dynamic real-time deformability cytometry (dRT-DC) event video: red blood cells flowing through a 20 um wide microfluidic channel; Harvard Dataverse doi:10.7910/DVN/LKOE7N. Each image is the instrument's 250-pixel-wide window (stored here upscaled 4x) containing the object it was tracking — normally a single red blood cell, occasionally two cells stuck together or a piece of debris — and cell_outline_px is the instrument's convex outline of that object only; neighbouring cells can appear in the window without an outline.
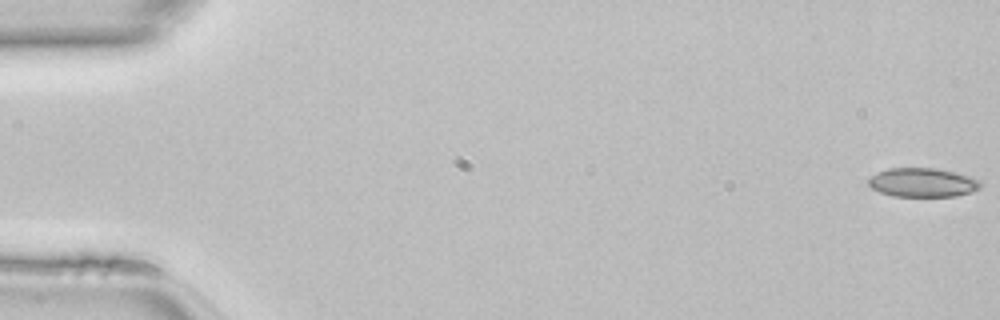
{"species": "common noctule bat (a hibernating species)", "species_latin": "Nyctalus noctula", "temperature_condition": "room temperature", "stored_images_in_passage": 48, "camera_frame_rate_fps": 3000, "um_per_image_px": 0.085, "animal": {"sex": "female", "body_mass_g": 22.7, "forearm_length_mm": 54.2}, "frame": {"image": 1, "passage_image": 1, "time_ms": 0.0, "image_size_px": [1000, 320], "cell_outline_px": [[980, 188], [972, 192], [956, 196], [892, 196], [880, 192], [872, 188], [868, 184], [868, 176], [888, 168], [936, 168], [968, 176], [980, 180]], "centroid_in_image_um": [78.38, 15.51], "position_along_channel_um": 6.6, "area_um2": 18.9}}
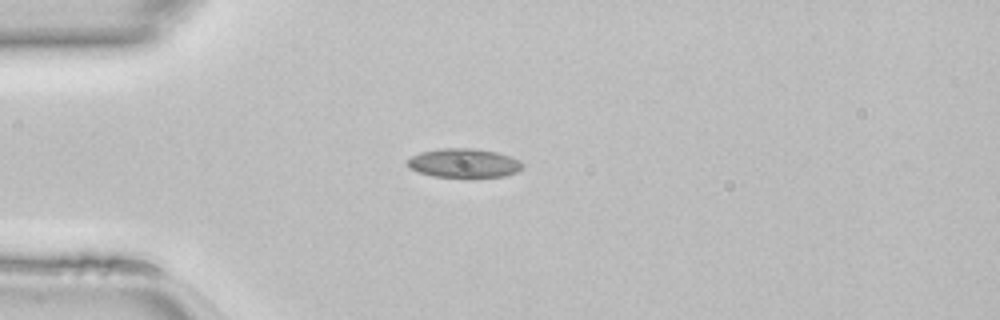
{"frame": {"image": 2, "passage_image": 13, "time_ms": 4.0, "image_size_px": [1000, 320], "cell_outline_px": [[524, 168], [516, 172], [504, 176], [432, 176], [420, 172], [412, 168], [408, 164], [408, 160], [412, 156], [420, 152], [440, 148], [476, 148], [496, 152], [512, 156], [520, 160], [524, 164]], "centroid_in_image_um": [39.49, 13.83], "position_along_channel_um": 45.5, "area_um2": 19.25}}
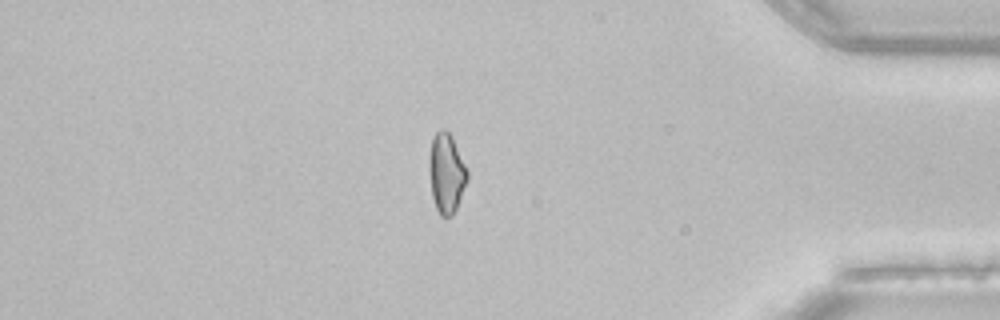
{"frame": {"image": 3, "passage_image": 41, "time_ms": 13.333, "image_size_px": [1000, 320], "cell_outline_px": [[468, 180], [456, 208], [452, 216], [440, 216], [436, 208], [432, 196], [428, 168], [428, 156], [432, 136], [440, 128], [444, 128], [452, 136], [468, 172]], "centroid_in_image_um": [37.92, 14.69], "position_along_channel_um": 397.3, "area_um2": 17.92}}